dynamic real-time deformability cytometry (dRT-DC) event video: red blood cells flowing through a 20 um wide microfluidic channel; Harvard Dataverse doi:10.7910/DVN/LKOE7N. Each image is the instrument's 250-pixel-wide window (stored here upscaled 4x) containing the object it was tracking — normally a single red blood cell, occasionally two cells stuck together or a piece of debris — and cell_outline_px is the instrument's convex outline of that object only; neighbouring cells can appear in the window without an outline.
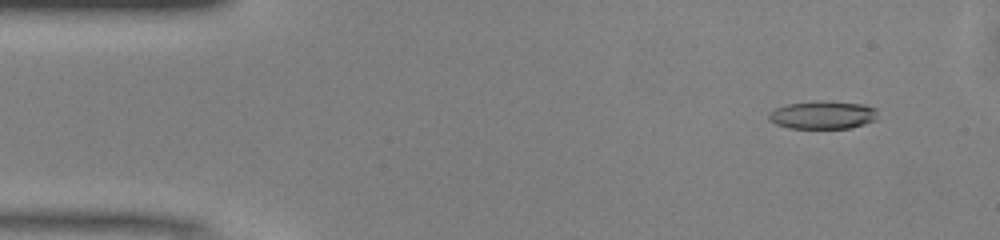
{"species": "common noctule bat (a hibernating species)", "species_latin": "Nyctalus noctula", "temperature_condition": "warm", "stored_images_in_passage": 49, "camera_frame_rate_fps": 3000, "um_per_image_px": 0.085, "animal": {"sex": "male", "body_mass_g": 13.0, "forearm_length_mm": 53.1}, "frame": {"image": 1, "passage_image": 4, "time_ms": 1.0, "image_size_px": [1000, 240], "cell_outline_px": [[876, 120], [864, 124], [848, 128], [788, 128], [776, 124], [768, 120], [768, 112], [776, 108], [788, 104], [816, 100], [864, 104], [876, 108]], "centroid_in_image_um": [69.91, 9.77], "position_along_channel_um": 15.1, "area_um2": 17.86}}
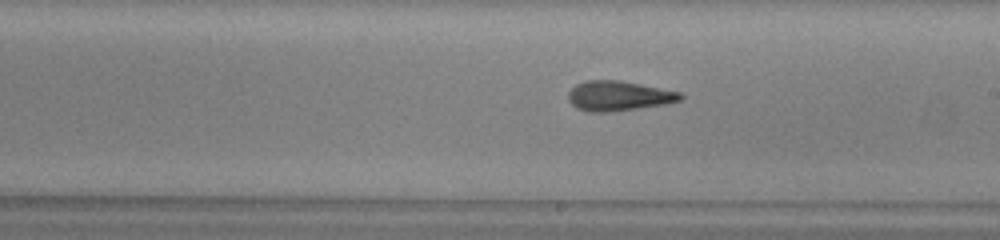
{"frame": {"image": 2, "passage_image": 27, "time_ms": 8.667, "image_size_px": [1000, 240], "cell_outline_px": [[684, 96], [680, 100], [664, 104], [608, 112], [588, 112], [576, 108], [568, 100], [568, 92], [576, 84], [584, 80], [620, 80], [680, 92]], "centroid_in_image_um": [52.53, 8.14], "position_along_channel_um": 236.5, "area_um2": 19.42}}
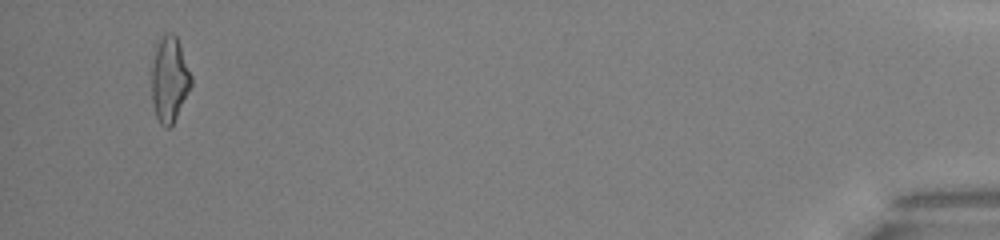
{"frame": {"image": 3, "passage_image": 47, "time_ms": 15.333, "image_size_px": [1000, 240], "cell_outline_px": [[192, 84], [172, 124], [168, 128], [164, 128], [160, 124], [156, 116], [152, 104], [152, 48], [164, 32], [172, 32], [176, 36], [180, 44], [192, 76]], "centroid_in_image_um": [14.37, 6.67], "position_along_channel_um": 420.8, "area_um2": 20.0}, "authors_computed_cell_mechanics": {"area_um2": 18.8428, "velocity_mm_per_s": 4.1111, "shape_relaxation_time_tau1_ms": 5.3822, "shape_relaxation_time_tau2_ms": 3.8305, "deformation_change_tau1": 0.1883, "deformation_change_tau2": 0.1597}}